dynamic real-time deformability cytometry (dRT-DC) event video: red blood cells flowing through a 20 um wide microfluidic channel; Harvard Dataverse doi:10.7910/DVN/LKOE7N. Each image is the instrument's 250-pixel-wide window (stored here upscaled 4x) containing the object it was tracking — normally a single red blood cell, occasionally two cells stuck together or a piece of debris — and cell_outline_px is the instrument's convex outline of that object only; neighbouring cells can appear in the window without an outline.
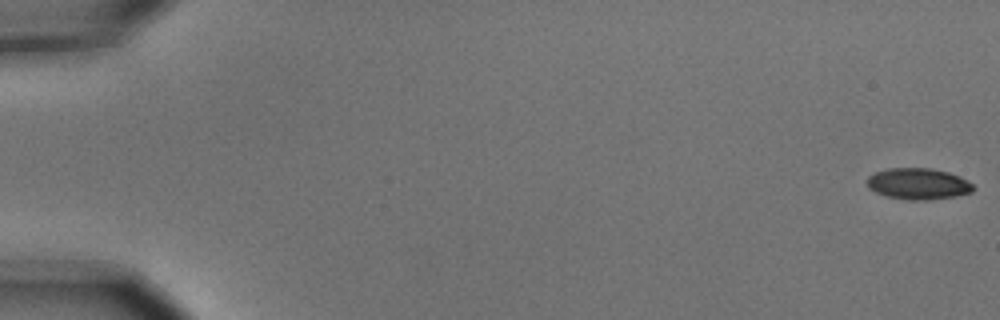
{"species": "common noctule bat (a hibernating species)", "species_latin": "Nyctalus noctula", "temperature_condition": "cold", "stored_images_in_passage": 7, "segment_of_instrument_passage": [1, 2], "camera_frame_rate_fps": 3000, "um_per_image_px": 0.085, "animal": {"sex": "male", "body_mass_g": 15.6}, "frame": {"image": 1, "passage_image": 1, "time_ms": 0.0, "image_size_px": [1000, 320], "cell_outline_px": [[976, 188], [972, 192], [956, 196], [928, 200], [908, 200], [888, 196], [876, 192], [868, 188], [868, 176], [876, 172], [888, 168], [932, 168], [948, 172], [960, 176], [972, 184]], "centroid_in_image_um": [78.07, 15.62], "position_along_channel_um": 6.9, "area_um2": 19.36}}
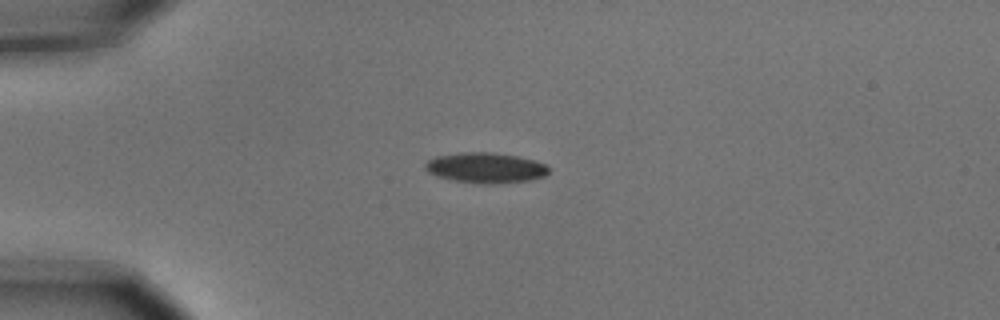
{"frame": {"image": 2, "passage_image": 5, "time_ms": 1.333, "image_size_px": [1000, 320], "cell_outline_px": [[548, 172], [544, 176], [532, 180], [492, 184], [480, 184], [452, 180], [436, 176], [428, 172], [424, 168], [424, 164], [428, 160], [436, 156], [460, 152], [492, 152], [520, 156], [536, 160], [548, 164]], "centroid_in_image_um": [41.29, 14.26], "position_along_channel_um": 43.7, "area_um2": 22.25}}